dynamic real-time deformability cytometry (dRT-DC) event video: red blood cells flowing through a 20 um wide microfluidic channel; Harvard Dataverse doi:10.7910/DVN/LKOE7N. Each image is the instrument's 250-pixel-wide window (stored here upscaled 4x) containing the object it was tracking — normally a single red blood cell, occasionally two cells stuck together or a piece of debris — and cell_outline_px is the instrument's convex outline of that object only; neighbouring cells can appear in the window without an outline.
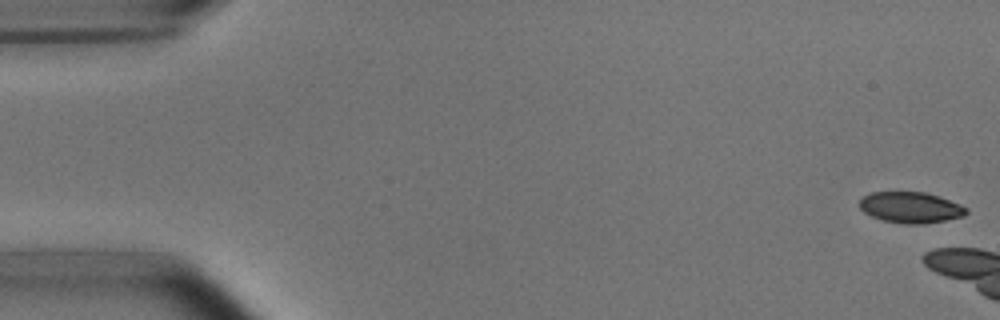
{"species": "common noctule bat (a hibernating species)", "species_latin": "Nyctalus noctula", "temperature_condition": "room temperature", "stored_images_in_passage": 6, "camera_frame_rate_fps": 3000, "um_per_image_px": 0.085, "animal": {"sex": "male", "body_mass_g": 15.6}, "frame": {"image": 1, "passage_image": 1, "time_ms": 0.0, "image_size_px": [1000, 320], "cell_outline_px": [[968, 212], [964, 216], [924, 224], [904, 224], [884, 220], [872, 216], [864, 212], [860, 208], [860, 200], [868, 192], [924, 192], [940, 196], [960, 204], [968, 208]], "centroid_in_image_um": [77.42, 17.63], "position_along_channel_um": 7.6, "area_um2": 19.31}}